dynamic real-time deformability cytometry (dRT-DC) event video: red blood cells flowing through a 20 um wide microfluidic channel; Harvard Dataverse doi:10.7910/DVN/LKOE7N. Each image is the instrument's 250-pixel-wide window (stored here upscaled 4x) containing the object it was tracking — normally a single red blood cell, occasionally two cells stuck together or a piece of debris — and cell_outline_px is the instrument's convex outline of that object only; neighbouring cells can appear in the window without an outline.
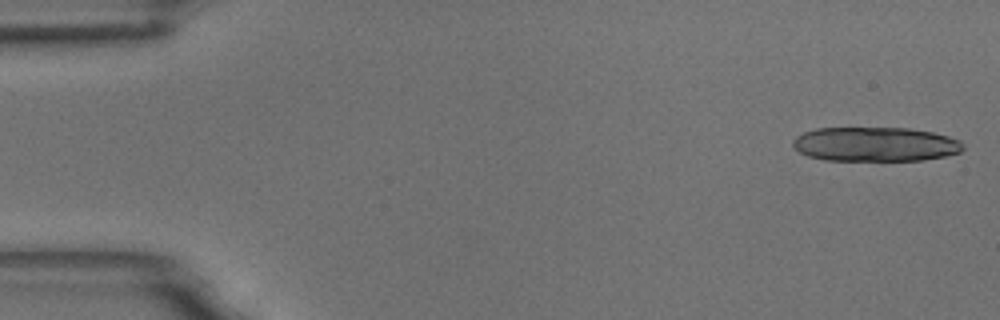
{"species": "common noctule bat (a hibernating species)", "species_latin": "Nyctalus noctula", "temperature_condition": "room temperature", "stored_images_in_passage": 14, "camera_frame_rate_fps": 3000, "um_per_image_px": 0.085, "animal": {"sex": "male", "body_mass_g": 18.8}, "frame": {"image": 1, "passage_image": 1, "time_ms": 0.0, "image_size_px": [1000, 320], "cell_outline_px": [[964, 148], [960, 152], [944, 156], [924, 160], [824, 160], [808, 156], [800, 152], [792, 144], [792, 140], [796, 136], [804, 132], [816, 128], [908, 128], [932, 132], [948, 136], [960, 140], [964, 144]], "centroid_in_image_um": [74.4, 12.26], "position_along_channel_um": 10.6, "area_um2": 34.1}}